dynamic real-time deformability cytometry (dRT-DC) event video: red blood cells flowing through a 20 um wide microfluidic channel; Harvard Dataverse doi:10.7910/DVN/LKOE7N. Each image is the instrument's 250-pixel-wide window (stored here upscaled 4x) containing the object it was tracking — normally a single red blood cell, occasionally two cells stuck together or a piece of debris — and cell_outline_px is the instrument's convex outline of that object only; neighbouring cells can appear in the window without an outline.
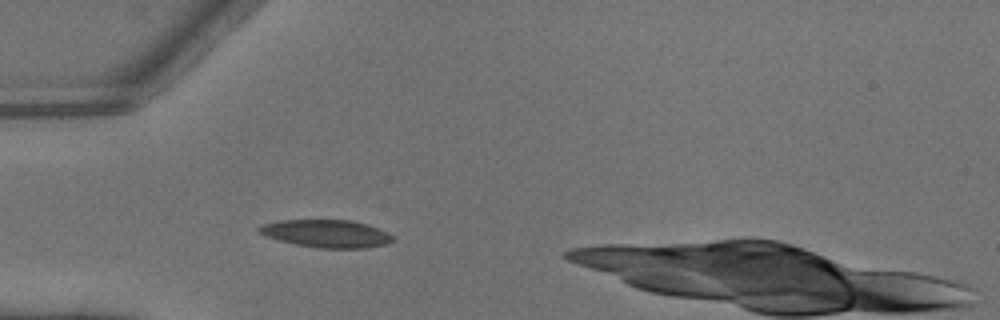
{"species": "common noctule bat (a hibernating species)", "species_latin": "Nyctalus noctula", "temperature_condition": "warm", "stored_images_in_passage": 3, "camera_frame_rate_fps": 3000, "um_per_image_px": 0.085, "animal": {"sex": "male", "body_mass_g": 13.3}, "frame": {"image": 1, "passage_image": 2, "time_ms": 0.333, "image_size_px": [1000, 320], "cell_outline_px": [[396, 240], [388, 244], [368, 248], [316, 248], [296, 244], [264, 236], [256, 228], [264, 224], [280, 220], [352, 220], [368, 224], [388, 232]], "centroid_in_image_um": [27.8, 19.86], "position_along_channel_um": 57.2, "area_um2": 21.73}}